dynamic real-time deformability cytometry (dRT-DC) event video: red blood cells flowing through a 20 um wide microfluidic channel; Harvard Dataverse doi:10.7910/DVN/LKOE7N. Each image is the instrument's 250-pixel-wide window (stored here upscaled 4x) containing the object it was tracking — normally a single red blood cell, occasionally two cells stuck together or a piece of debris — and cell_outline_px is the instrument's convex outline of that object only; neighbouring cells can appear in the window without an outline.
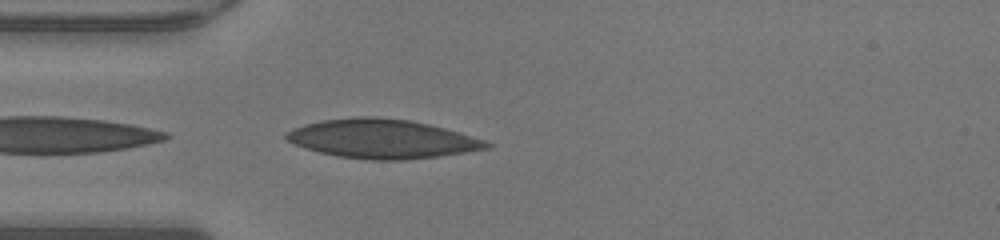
{"species": "human", "species_latin": "Homo sapiens", "temperature_condition": "warm", "stored_images_in_passage": 36, "camera_frame_rate_fps": 3000, "um_per_image_px": 0.085, "donor": {"sex": "male"}, "frame": {"image": 1, "passage_image": 2, "time_ms": 0.333, "image_size_px": [1000, 240], "cell_outline_px": [[492, 148], [436, 156], [400, 160], [372, 160], [336, 156], [320, 152], [296, 144], [288, 140], [284, 136], [292, 128], [304, 124], [320, 120], [352, 116], [376, 116], [408, 120], [428, 124], [460, 132], [488, 140], [492, 144]], "centroid_in_image_um": [32.51, 11.79], "position_along_channel_um": 52.5, "area_um2": 45.55}}
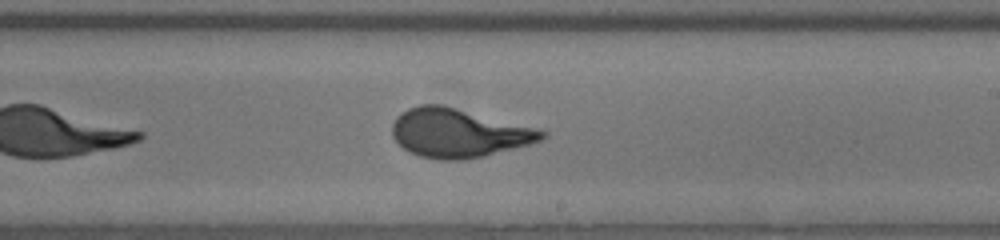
{"frame": {"image": 2, "passage_image": 16, "time_ms": 5.0, "image_size_px": [1000, 240], "cell_outline_px": [[548, 136], [540, 140], [528, 144], [484, 156], [464, 160], [440, 160], [420, 156], [408, 152], [392, 136], [392, 124], [396, 116], [400, 112], [408, 108], [420, 104], [444, 104], [536, 128], [548, 132]], "centroid_in_image_um": [38.94, 11.29], "position_along_channel_um": 250.1, "area_um2": 42.66}}
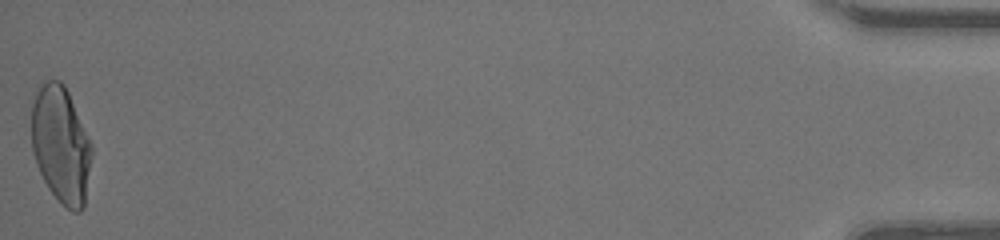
{"frame": {"image": 3, "passage_image": 36, "time_ms": 11.667, "image_size_px": [1000, 240], "cell_outline_px": [[92, 152], [84, 208], [80, 212], [72, 212], [48, 188], [36, 164], [32, 152], [32, 100], [40, 84], [44, 80], [60, 80], [64, 84], [68, 92], [92, 144]], "centroid_in_image_um": [5.17, 12.28], "position_along_channel_um": 430.0, "area_um2": 40.92}, "authors_computed_cell_mechanics": {"area_um2": 41.2692, "velocity_mm_per_s": 4.3391, "shape_relaxation_time_tau1_ms": 6.8537, "shape_relaxation_time_tau2_ms": null, "deformation_change_tau1": 0.2959, "deformation_change_tau2": null}}